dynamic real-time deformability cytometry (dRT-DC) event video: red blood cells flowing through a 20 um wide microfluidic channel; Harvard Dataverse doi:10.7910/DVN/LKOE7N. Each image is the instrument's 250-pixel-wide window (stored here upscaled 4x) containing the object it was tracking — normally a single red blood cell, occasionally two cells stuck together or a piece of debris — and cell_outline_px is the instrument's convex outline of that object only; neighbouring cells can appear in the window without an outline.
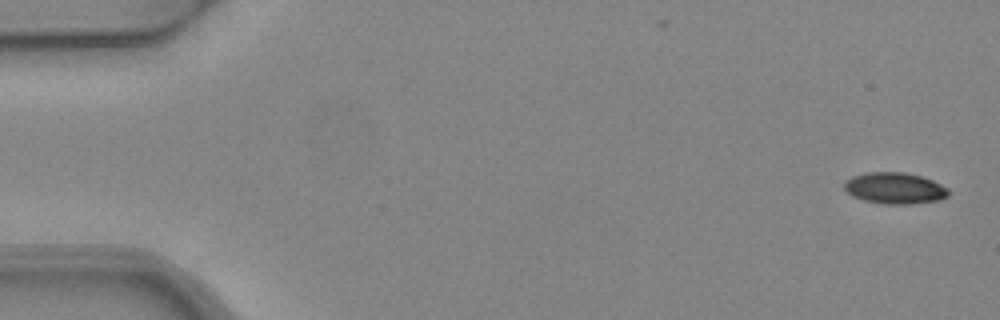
{"species": "common noctule bat (a hibernating species)", "species_latin": "Nyctalus noctula", "temperature_condition": "warm", "stored_images_in_passage": 4, "camera_frame_rate_fps": 3000, "um_per_image_px": 0.085, "animal": {"sex": "female", "body_mass_g": 24.6, "forearm_length_mm": 56.2}, "frame": {"image": 1, "passage_image": 1, "time_ms": 0.0, "image_size_px": [1000, 320], "cell_outline_px": [[948, 196], [940, 200], [908, 204], [884, 204], [864, 200], [852, 196], [844, 188], [844, 180], [852, 176], [868, 172], [904, 172], [920, 176], [932, 180], [948, 188]], "centroid_in_image_um": [76.03, 15.99], "position_along_channel_um": 9.0, "area_um2": 19.02}}
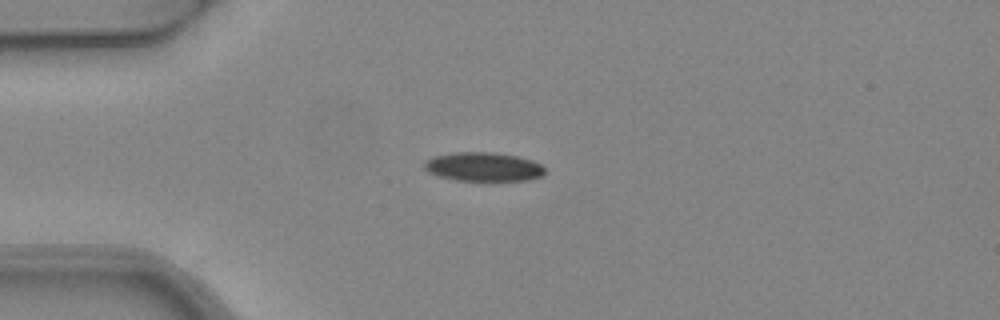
{"frame": {"image": 2, "passage_image": 4, "time_ms": 1.0, "image_size_px": [1000, 320], "cell_outline_px": [[544, 176], [528, 180], [456, 180], [440, 176], [428, 172], [424, 168], [424, 160], [432, 156], [452, 152], [492, 152], [516, 156], [532, 160], [540, 164], [544, 168]], "centroid_in_image_um": [41.06, 14.17], "position_along_channel_um": 43.9, "area_um2": 20.35}}